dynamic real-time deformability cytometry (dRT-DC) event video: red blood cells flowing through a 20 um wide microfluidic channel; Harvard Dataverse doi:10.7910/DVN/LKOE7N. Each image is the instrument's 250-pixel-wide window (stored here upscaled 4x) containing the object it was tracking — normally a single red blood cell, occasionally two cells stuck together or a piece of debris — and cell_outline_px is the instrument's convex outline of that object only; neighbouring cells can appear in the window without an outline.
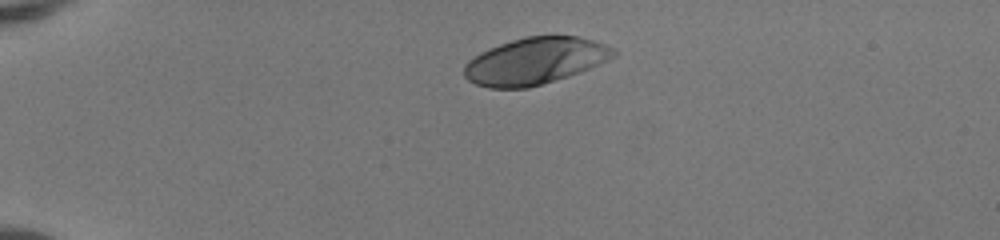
{"species": "human", "species_latin": "Homo sapiens", "temperature_condition": "room temperature", "stored_images_in_passage": 39, "camera_frame_rate_fps": 3000, "um_per_image_px": 0.085, "donor": {"sex": "female"}, "frame": {"image": 1, "passage_image": 1, "time_ms": 0.0, "image_size_px": [1000, 240], "cell_outline_px": [[616, 56], [608, 60], [568, 76], [528, 88], [488, 88], [476, 84], [468, 80], [464, 76], [464, 64], [468, 60], [480, 52], [488, 48], [512, 40], [528, 36], [552, 32], [580, 36], [616, 48]], "centroid_in_image_um": [45.49, 5.14], "position_along_channel_um": 39.5, "area_um2": 41.33}}
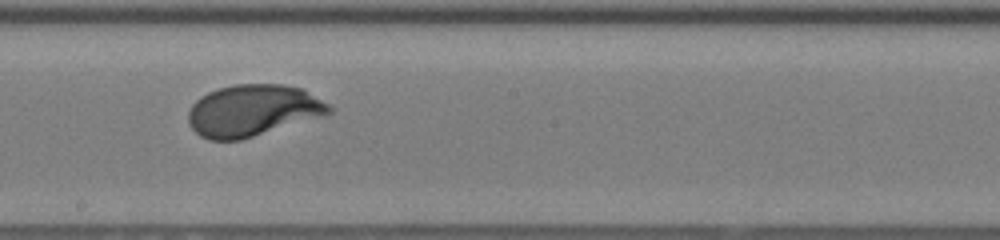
{"frame": {"image": 2, "passage_image": 19, "time_ms": 6.0, "image_size_px": [1000, 240], "cell_outline_px": [[332, 112], [320, 116], [240, 140], [208, 140], [200, 136], [188, 124], [188, 112], [192, 104], [200, 96], [208, 92], [220, 88], [236, 84], [280, 84], [304, 88], [328, 104], [332, 108]], "centroid_in_image_um": [21.45, 9.38], "position_along_channel_um": 226.7, "area_um2": 42.08}}
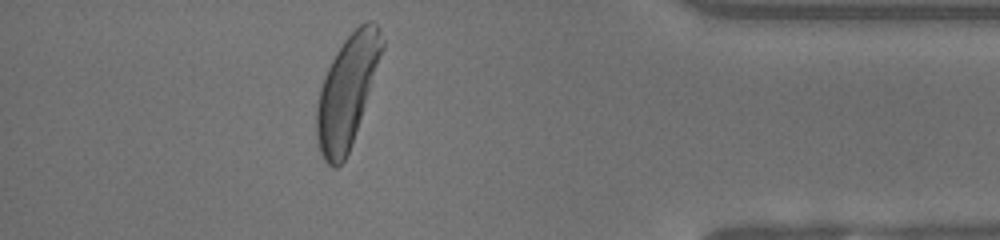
{"frame": {"image": 3, "passage_image": 34, "time_ms": 11.0, "image_size_px": [1000, 240], "cell_outline_px": [[384, 48], [348, 152], [344, 160], [336, 168], [332, 168], [324, 160], [320, 152], [316, 136], [316, 108], [320, 88], [324, 76], [336, 52], [344, 40], [360, 24], [368, 20], [372, 20], [380, 28], [384, 40]], "centroid_in_image_um": [29.49, 7.73], "position_along_channel_um": 405.7, "area_um2": 41.67}, "authors_computed_cell_mechanics": {"area_um2": 42.194, "velocity_mm_per_s": 4.1407, "shape_relaxation_time_tau1_ms": 1.8764, "shape_relaxation_time_tau2_ms": null, "deformation_change_tau1": 0.1659, "deformation_change_tau2": null}}